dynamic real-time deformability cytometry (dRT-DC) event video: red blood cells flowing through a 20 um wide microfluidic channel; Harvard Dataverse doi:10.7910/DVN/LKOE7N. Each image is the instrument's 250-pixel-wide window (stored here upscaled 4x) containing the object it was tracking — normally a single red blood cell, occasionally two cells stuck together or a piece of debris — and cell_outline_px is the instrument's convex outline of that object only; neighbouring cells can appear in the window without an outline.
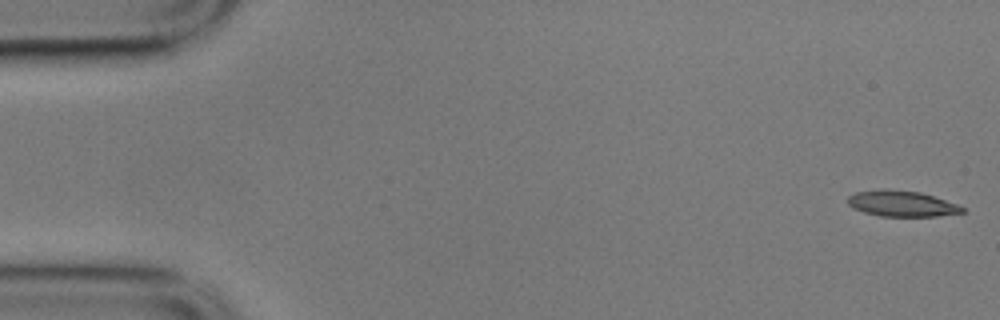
{"species": "common noctule bat (a hibernating species)", "species_latin": "Nyctalus noctula", "temperature_condition": "cold", "stored_images_in_passage": 56, "camera_frame_rate_fps": 3000, "um_per_image_px": 0.085, "animal": {"sex": "male", "body_mass_g": 17.9}, "frame": {"image": 1, "passage_image": 1, "time_ms": 0.0, "image_size_px": [1000, 320], "cell_outline_px": [[964, 212], [936, 216], [880, 216], [864, 212], [852, 208], [848, 204], [848, 196], [856, 192], [880, 188], [884, 188], [920, 192], [956, 204], [964, 208]], "centroid_in_image_um": [76.58, 17.3], "position_along_channel_um": 8.4, "area_um2": 17.17}}
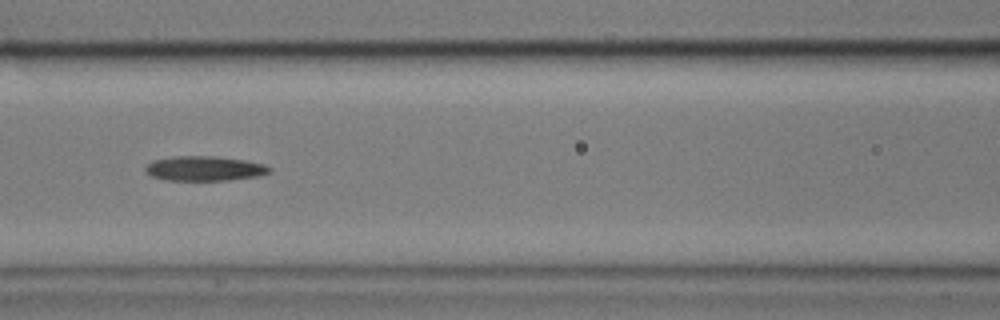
{"frame": {"image": 2, "passage_image": 24, "time_ms": 7.667, "image_size_px": [1000, 320], "cell_outline_px": [[272, 172], [256, 176], [228, 180], [164, 180], [152, 176], [144, 172], [144, 168], [152, 160], [172, 156], [212, 156], [244, 160], [264, 164], [272, 168]], "centroid_in_image_um": [17.35, 14.32], "position_along_channel_um": 149.3, "area_um2": 17.92}}
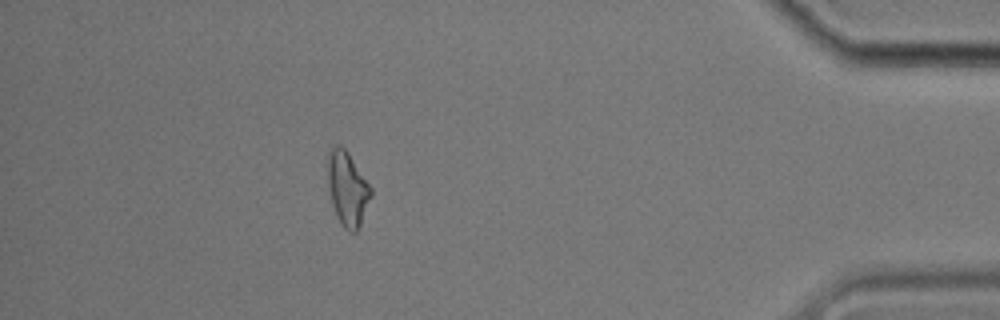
{"frame": {"image": 3, "passage_image": 50, "time_ms": 16.333, "image_size_px": [1000, 320], "cell_outline_px": [[372, 196], [360, 224], [356, 232], [348, 232], [344, 228], [336, 216], [332, 204], [328, 188], [328, 152], [336, 144], [340, 144], [348, 152], [372, 188]], "centroid_in_image_um": [29.53, 16.04], "position_along_channel_um": 405.7, "area_um2": 18.67}, "authors_computed_cell_mechanics": {"area_um2": 18.0914, "velocity_mm_per_s": 3.5261, "shape_relaxation_time_tau1_ms": 7.4754, "shape_relaxation_time_tau2_ms": 4.7971, "deformation_change_tau1": 0.1701, "deformation_change_tau2": 0.1552}}